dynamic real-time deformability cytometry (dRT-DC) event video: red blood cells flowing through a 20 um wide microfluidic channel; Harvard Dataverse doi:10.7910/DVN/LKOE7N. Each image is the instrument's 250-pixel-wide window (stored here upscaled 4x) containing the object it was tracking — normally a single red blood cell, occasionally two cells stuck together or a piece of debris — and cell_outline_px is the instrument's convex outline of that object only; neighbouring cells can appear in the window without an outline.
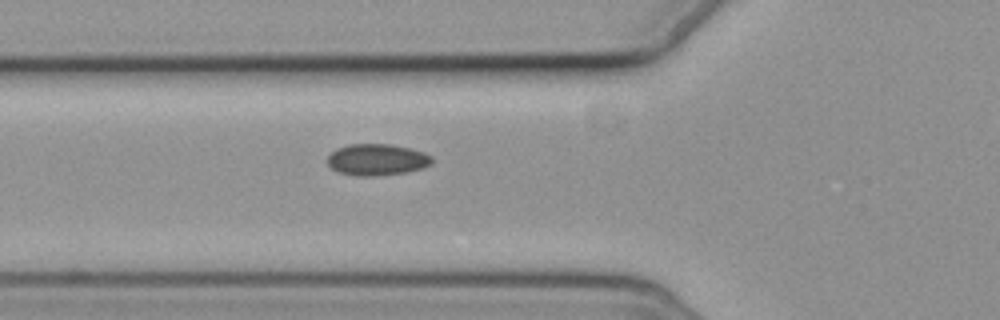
{"species": "common noctule bat (a hibernating species)", "species_latin": "Nyctalus noctula", "temperature_condition": "cold", "stored_images_in_passage": 4, "camera_frame_rate_fps": 3000, "um_per_image_px": 0.085, "animal": {"sex": "female", "body_mass_g": 19.3, "forearm_length_mm": 54.1}, "frame": {"image": 1, "passage_image": 3, "time_ms": 2.333, "image_size_px": [1000, 320], "cell_outline_px": [[432, 164], [420, 168], [404, 172], [368, 176], [360, 176], [340, 172], [332, 168], [328, 164], [328, 156], [336, 148], [348, 144], [392, 144], [424, 152], [432, 156]], "centroid_in_image_um": [32.03, 13.55], "position_along_channel_um": 93.8, "area_um2": 18.9}}